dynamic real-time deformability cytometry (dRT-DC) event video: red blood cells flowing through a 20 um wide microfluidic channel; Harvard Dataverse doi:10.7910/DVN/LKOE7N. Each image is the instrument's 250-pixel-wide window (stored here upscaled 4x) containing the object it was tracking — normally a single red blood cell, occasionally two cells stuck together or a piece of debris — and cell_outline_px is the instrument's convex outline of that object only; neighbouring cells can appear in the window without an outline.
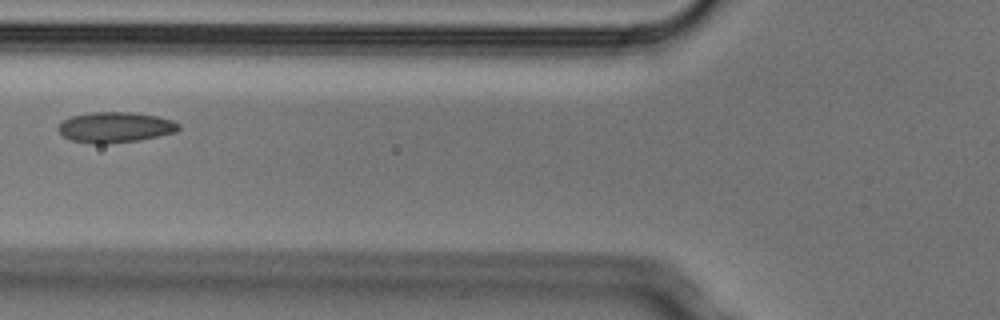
{"species": "Egyptian fruit bat (a non-hibernating species)", "species_latin": "Rousettus aegyptiacus", "temperature_condition": "cold", "stored_images_in_passage": 6, "camera_frame_rate_fps": 3000, "um_per_image_px": 0.085, "animal": {"sex": "male"}, "frame": {"image": 1, "passage_image": 6, "time_ms": 1.667, "image_size_px": [1000, 320], "cell_outline_px": [[180, 128], [176, 132], [136, 140], [104, 144], [96, 144], [72, 140], [64, 136], [56, 128], [64, 120], [72, 116], [92, 112], [132, 112], [156, 116], [172, 120], [180, 124]], "centroid_in_image_um": [9.79, 10.81], "position_along_channel_um": 116.0, "area_um2": 21.15}}